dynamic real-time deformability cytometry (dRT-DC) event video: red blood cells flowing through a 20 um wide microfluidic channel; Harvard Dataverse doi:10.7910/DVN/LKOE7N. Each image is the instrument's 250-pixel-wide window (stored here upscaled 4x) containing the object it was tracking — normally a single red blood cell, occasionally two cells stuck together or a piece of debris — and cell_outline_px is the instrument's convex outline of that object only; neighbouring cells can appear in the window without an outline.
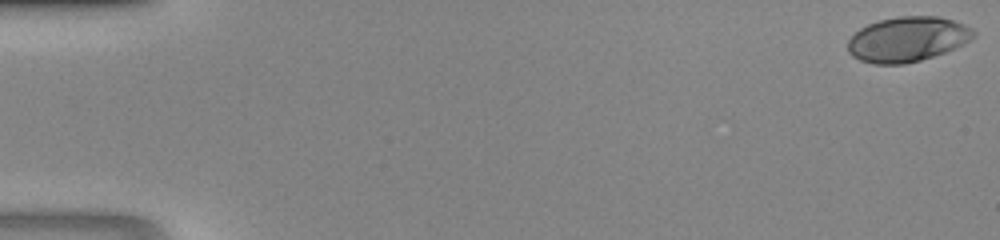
{"species": "human", "species_latin": "Homo sapiens", "temperature_condition": "room temperature", "stored_images_in_passage": 41, "camera_frame_rate_fps": 3000, "um_per_image_px": 0.085, "donor": {"sex": "male"}, "frame": {"image": 1, "passage_image": 1, "time_ms": 0.0, "image_size_px": [1000, 240], "cell_outline_px": [[976, 36], [944, 52], [920, 60], [904, 64], [872, 64], [860, 60], [852, 56], [848, 52], [848, 40], [860, 28], [868, 24], [880, 20], [900, 16], [940, 16], [964, 24], [972, 28], [976, 32]], "centroid_in_image_um": [77.11, 3.33], "position_along_channel_um": 7.9, "area_um2": 32.71}}
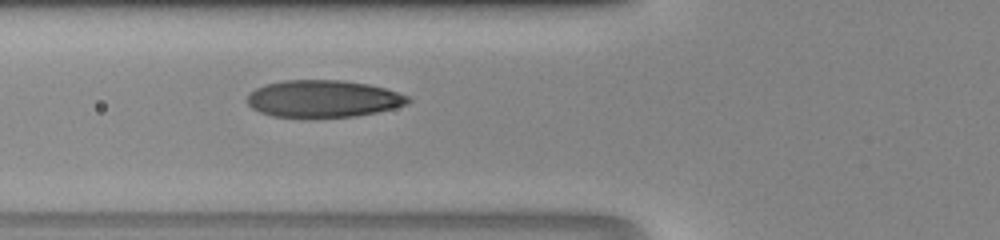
{"frame": {"image": 2, "passage_image": 19, "time_ms": 6.0, "image_size_px": [1000, 240], "cell_outline_px": [[412, 100], [408, 104], [376, 112], [356, 116], [304, 120], [272, 116], [260, 112], [252, 108], [248, 104], [248, 96], [256, 88], [264, 84], [284, 80], [340, 80], [368, 84], [384, 88], [408, 96]], "centroid_in_image_um": [27.44, 8.43], "position_along_channel_um": 98.4, "area_um2": 35.49}}
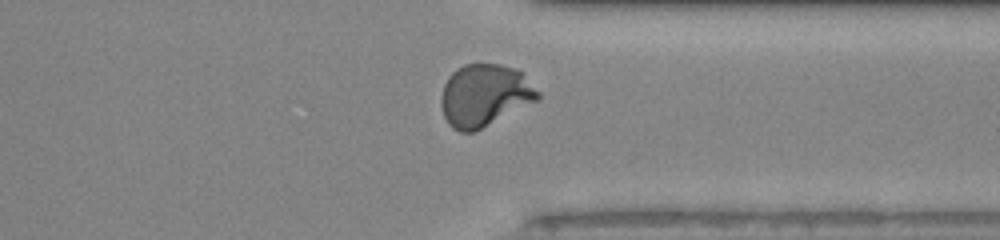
{"frame": {"image": 3, "passage_image": 37, "time_ms": 12.0, "image_size_px": [1000, 240], "cell_outline_px": [[540, 100], [472, 132], [460, 132], [452, 128], [448, 124], [444, 116], [440, 104], [440, 96], [444, 84], [448, 76], [456, 68], [464, 64], [500, 64], [512, 68], [520, 72], [540, 92]], "centroid_in_image_um": [41.16, 8.11], "position_along_channel_um": 370.2, "area_um2": 35.08}}